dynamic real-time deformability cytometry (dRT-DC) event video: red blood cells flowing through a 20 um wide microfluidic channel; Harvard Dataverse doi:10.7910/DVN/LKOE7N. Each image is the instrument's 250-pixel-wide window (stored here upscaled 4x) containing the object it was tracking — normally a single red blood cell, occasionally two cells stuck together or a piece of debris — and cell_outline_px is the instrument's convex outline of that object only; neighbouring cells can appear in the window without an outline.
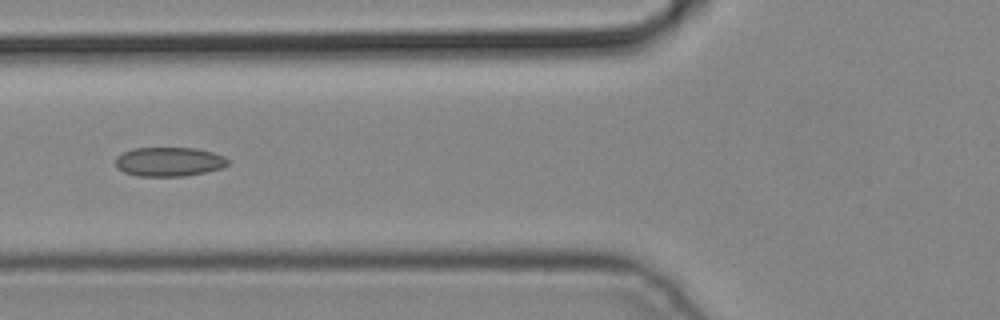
{"species": "common noctule bat (a hibernating species)", "species_latin": "Nyctalus noctula", "temperature_condition": "cold", "stored_images_in_passage": 2, "camera_frame_rate_fps": 3000, "um_per_image_px": 0.085, "animal": {"sex": "male", "body_mass_g": 19.2, "forearm_length_mm": 51.8}, "frame": {"image": 1, "passage_image": 2, "time_ms": 0.333, "image_size_px": [1000, 320], "cell_outline_px": [[228, 164], [224, 168], [184, 176], [136, 176], [124, 172], [116, 168], [116, 156], [132, 148], [196, 148], [212, 152], [224, 156], [228, 160]], "centroid_in_image_um": [14.36, 13.75], "position_along_channel_um": 111.4, "area_um2": 19.19}}